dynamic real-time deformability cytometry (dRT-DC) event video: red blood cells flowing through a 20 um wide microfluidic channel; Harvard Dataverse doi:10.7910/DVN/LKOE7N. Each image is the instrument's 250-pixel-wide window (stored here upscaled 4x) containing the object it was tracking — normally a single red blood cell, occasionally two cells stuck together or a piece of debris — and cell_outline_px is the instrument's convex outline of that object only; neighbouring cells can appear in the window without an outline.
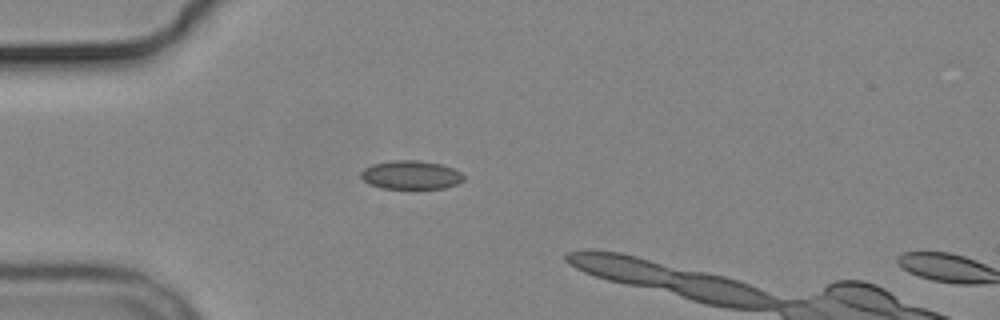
{"species": "common noctule bat (a hibernating species)", "species_latin": "Nyctalus noctula", "temperature_condition": "cold", "stored_images_in_passage": 4, "camera_frame_rate_fps": 3000, "um_per_image_px": 0.085, "animal": {"sex": "male", "body_mass_g": 19.2, "forearm_length_mm": 51.8}, "frame": {"image": 1, "passage_image": 3, "time_ms": 2.667, "image_size_px": [1000, 320], "cell_outline_px": [[464, 180], [456, 184], [444, 188], [380, 188], [368, 184], [360, 176], [360, 172], [364, 168], [372, 164], [392, 160], [420, 160], [440, 164], [452, 168], [460, 172], [464, 176]], "centroid_in_image_um": [34.9, 14.86], "position_along_channel_um": 50.1, "area_um2": 17.17}}